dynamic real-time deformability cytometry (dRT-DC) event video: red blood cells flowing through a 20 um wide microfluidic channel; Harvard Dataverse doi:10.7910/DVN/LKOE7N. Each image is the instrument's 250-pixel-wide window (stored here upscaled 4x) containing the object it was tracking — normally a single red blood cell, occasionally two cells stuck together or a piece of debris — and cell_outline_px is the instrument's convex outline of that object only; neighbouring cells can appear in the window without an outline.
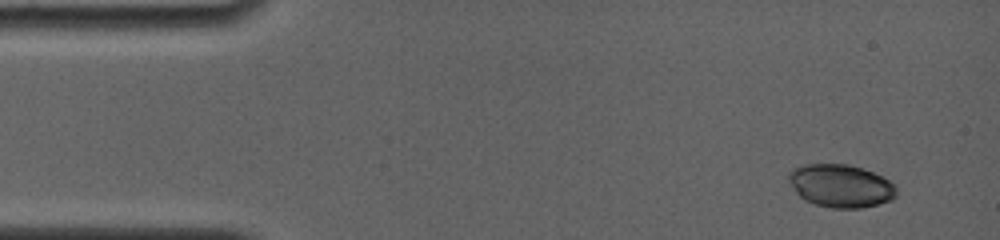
{"species": "common noctule bat (a hibernating species)", "species_latin": "Nyctalus noctula", "temperature_condition": "room temperature", "stored_images_in_passage": 8, "camera_frame_rate_fps": 4000, "um_per_image_px": 0.085, "animal": {"sex": "female", "body_mass_g": 19.0, "forearm_length_mm": 56.7}, "frame": {"image": 1, "passage_image": 1, "time_ms": 0.0, "image_size_px": [1000, 240], "cell_outline_px": [[896, 196], [892, 200], [860, 208], [832, 208], [816, 204], [804, 200], [796, 192], [788, 180], [788, 172], [792, 168], [800, 164], [848, 164], [872, 172], [888, 180], [896, 188]], "centroid_in_image_um": [71.42, 15.79], "position_along_channel_um": 13.6, "area_um2": 26.88}}
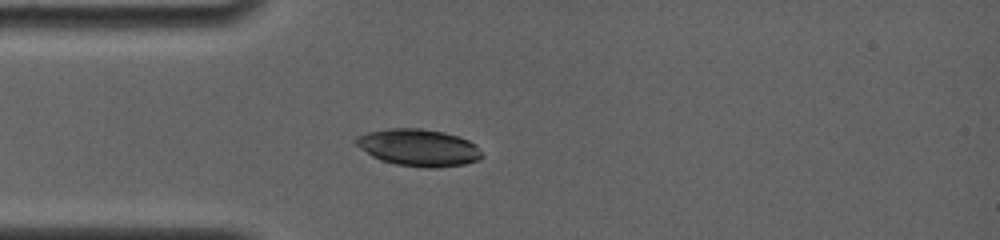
{"frame": {"image": 2, "passage_image": 6, "time_ms": 3.25, "image_size_px": [1000, 240], "cell_outline_px": [[484, 156], [480, 160], [464, 164], [440, 168], [424, 168], [396, 164], [380, 160], [372, 156], [360, 148], [356, 144], [356, 140], [360, 136], [368, 132], [388, 128], [420, 128], [444, 132], [468, 140], [476, 144]], "centroid_in_image_um": [35.62, 12.56], "position_along_channel_um": 49.4, "area_um2": 27.22}}
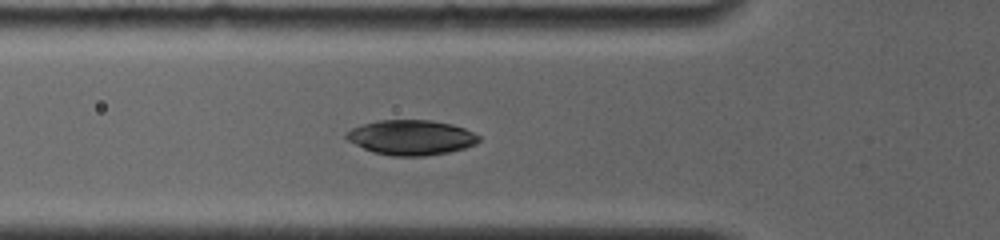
{"frame": {"image": 3, "passage_image": 8, "time_ms": 4.5, "image_size_px": [1000, 240], "cell_outline_px": [[480, 140], [476, 144], [464, 148], [448, 152], [424, 156], [392, 156], [372, 152], [348, 140], [344, 136], [352, 128], [364, 124], [380, 120], [432, 120], [452, 124], [464, 128], [480, 136]], "centroid_in_image_um": [34.97, 11.69], "position_along_channel_um": 90.8, "area_um2": 26.88}}